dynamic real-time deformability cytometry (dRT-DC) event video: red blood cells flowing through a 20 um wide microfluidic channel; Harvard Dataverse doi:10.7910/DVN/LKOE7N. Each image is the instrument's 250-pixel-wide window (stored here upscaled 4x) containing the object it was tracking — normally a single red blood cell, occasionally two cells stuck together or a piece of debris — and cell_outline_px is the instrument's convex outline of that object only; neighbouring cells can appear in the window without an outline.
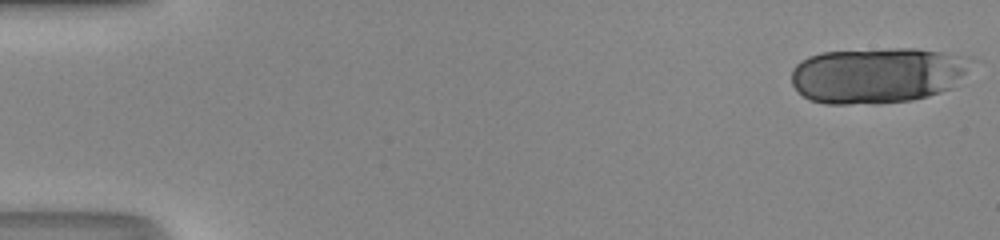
{"species": "human", "species_latin": "Homo sapiens", "temperature_condition": "room temperature", "stored_images_in_passage": 50, "camera_frame_rate_fps": 3000, "um_per_image_px": 0.085, "donor": {"sex": "male"}, "frame": {"image": 1, "passage_image": 1, "time_ms": 0.0, "image_size_px": [1000, 240], "cell_outline_px": [[972, 56], [964, 72], [952, 88], [928, 96], [912, 100], [876, 104], [824, 104], [808, 100], [792, 84], [792, 68], [800, 60], [808, 56], [824, 52], [888, 48], [916, 48]], "centroid_in_image_um": [74.54, 6.39], "position_along_channel_um": 10.5, "area_um2": 58.78}}
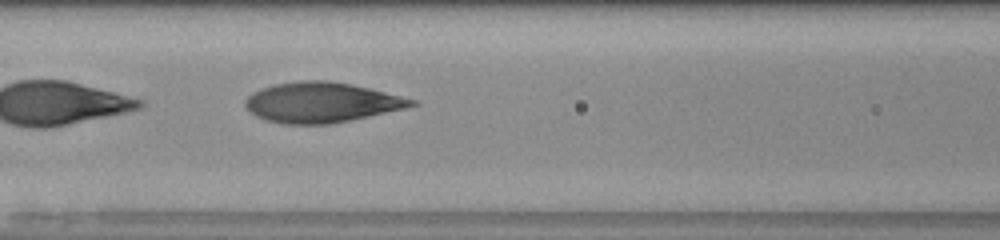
{"frame": {"image": 2, "passage_image": 23, "time_ms": 7.333, "image_size_px": [1000, 240], "cell_outline_px": [[420, 104], [404, 108], [368, 116], [328, 124], [284, 124], [268, 120], [256, 116], [248, 112], [244, 104], [244, 100], [252, 92], [272, 84], [300, 80], [328, 80], [352, 84], [416, 100]], "centroid_in_image_um": [27.26, 8.69], "position_along_channel_um": 139.3, "area_um2": 38.78}}
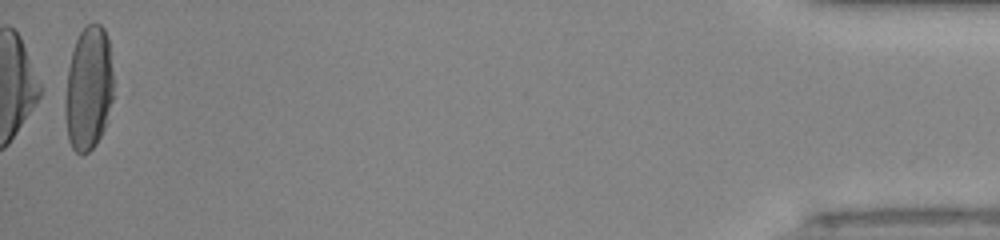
{"frame": {"image": 3, "passage_image": 50, "time_ms": 16.333, "image_size_px": [1000, 240], "cell_outline_px": [[112, 100], [104, 128], [96, 144], [88, 152], [80, 156], [72, 148], [68, 140], [64, 112], [64, 104], [68, 68], [72, 52], [76, 40], [80, 32], [88, 24], [100, 24], [104, 28], [108, 36], [112, 68]], "centroid_in_image_um": [7.51, 7.54], "position_along_channel_um": 427.7, "area_um2": 35.03}, "authors_computed_cell_mechanics": {"area_um2": 39.4196, "velocity_mm_per_s": 4.2161, "shape_relaxation_time_tau1_ms": 4.2741, "shape_relaxation_time_tau2_ms": 0.9331, "deformation_change_tau1": 0.2183, "deformation_change_tau2": 0.0783}}